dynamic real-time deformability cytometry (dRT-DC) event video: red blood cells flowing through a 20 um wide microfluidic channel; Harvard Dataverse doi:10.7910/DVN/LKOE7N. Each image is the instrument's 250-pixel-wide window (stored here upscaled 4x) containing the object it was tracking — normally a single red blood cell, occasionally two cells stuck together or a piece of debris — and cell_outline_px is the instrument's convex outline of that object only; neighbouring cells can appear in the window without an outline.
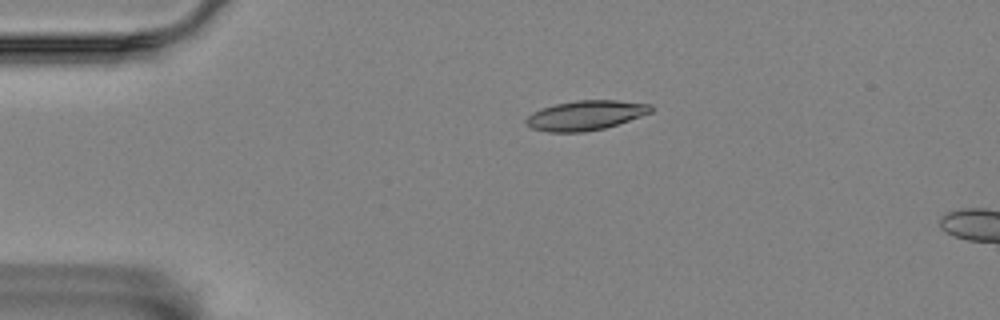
{"species": "Egyptian fruit bat (a non-hibernating species)", "species_latin": "Rousettus aegyptiacus", "temperature_condition": "room temperature", "stored_images_in_passage": 4, "camera_frame_rate_fps": 3000, "um_per_image_px": 0.085, "animal": {"sex": "female"}, "frame": {"image": 1, "passage_image": 1, "time_ms": 0.0, "image_size_px": [1000, 320], "cell_outline_px": [[652, 112], [604, 128], [584, 132], [548, 132], [532, 128], [524, 124], [524, 120], [532, 112], [540, 108], [556, 104], [576, 100], [616, 100], [652, 104]], "centroid_in_image_um": [49.73, 9.8], "position_along_channel_um": 35.3, "area_um2": 21.56}}